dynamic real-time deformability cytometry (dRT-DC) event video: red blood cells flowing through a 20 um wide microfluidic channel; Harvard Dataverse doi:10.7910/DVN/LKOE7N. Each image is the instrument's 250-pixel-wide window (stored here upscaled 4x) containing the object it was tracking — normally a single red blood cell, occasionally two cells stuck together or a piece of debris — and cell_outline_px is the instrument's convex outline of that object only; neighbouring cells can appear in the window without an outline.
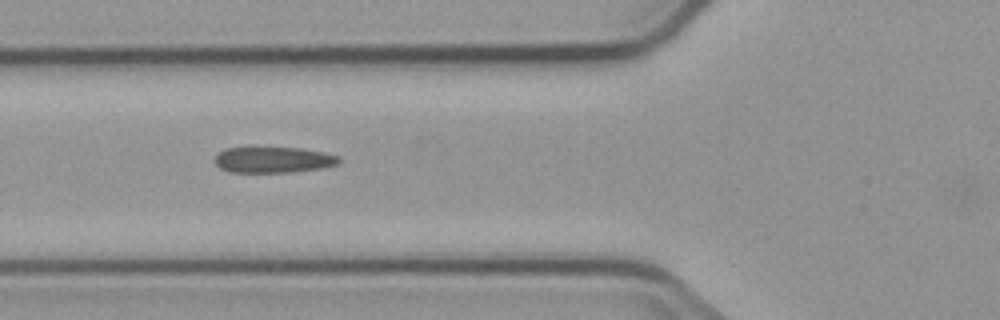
{"species": "common noctule bat (a hibernating species)", "species_latin": "Nyctalus noctula", "temperature_condition": "cold", "stored_images_in_passage": 7, "camera_frame_rate_fps": 3000, "um_per_image_px": 0.085, "animal": {"sex": "male", "body_mass_g": 23.1, "forearm_length_mm": 52.7}, "frame": {"image": 1, "passage_image": 6, "time_ms": 5.667, "image_size_px": [1000, 320], "cell_outline_px": [[340, 160], [336, 164], [320, 168], [292, 172], [228, 172], [220, 168], [212, 160], [220, 152], [228, 148], [300, 148], [324, 152], [340, 156]], "centroid_in_image_um": [23.22, 13.59], "position_along_channel_um": 102.6, "area_um2": 18.61}}
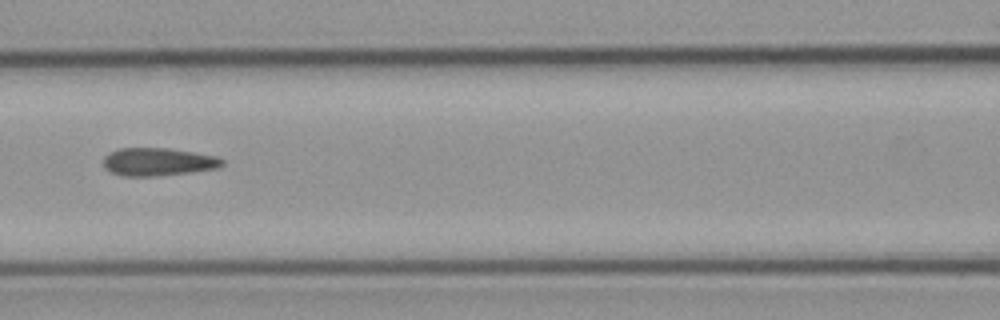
{"frame": {"image": 2, "passage_image": 7, "time_ms": 7.0, "image_size_px": [1000, 320], "cell_outline_px": [[224, 164], [216, 168], [192, 172], [156, 176], [124, 176], [112, 172], [104, 168], [104, 156], [108, 152], [120, 148], [168, 148], [216, 156], [224, 160]], "centroid_in_image_um": [13.41, 13.75], "position_along_channel_um": 153.2, "area_um2": 19.31}}